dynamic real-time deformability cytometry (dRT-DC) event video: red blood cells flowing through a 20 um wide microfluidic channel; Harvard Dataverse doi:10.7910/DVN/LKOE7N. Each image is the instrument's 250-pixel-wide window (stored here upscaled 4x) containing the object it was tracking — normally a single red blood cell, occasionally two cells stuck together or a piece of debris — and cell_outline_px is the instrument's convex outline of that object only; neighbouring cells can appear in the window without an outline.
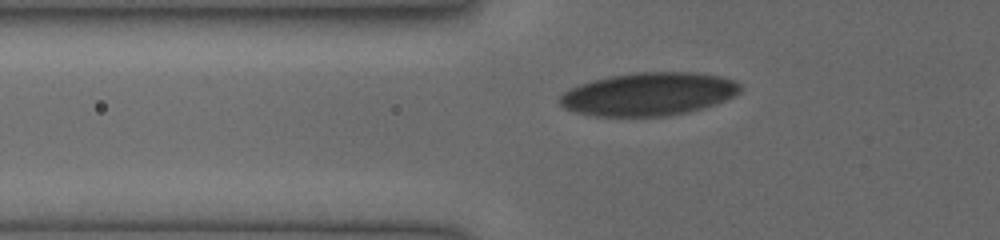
{"species": "human", "species_latin": "Homo sapiens", "temperature_condition": "cold", "stored_images_in_passage": 38, "camera_frame_rate_fps": 3000, "um_per_image_px": 0.085, "donor": {"sex": "female"}, "frame": {"image": 1, "passage_image": 8, "time_ms": 2.333, "image_size_px": [1000, 240], "cell_outline_px": [[740, 92], [716, 104], [688, 112], [664, 116], [596, 116], [576, 112], [564, 108], [560, 104], [560, 96], [568, 88], [592, 80], [608, 76], [636, 72], [696, 72], [720, 76], [736, 80], [740, 84]], "centroid_in_image_um": [55.13, 7.98], "position_along_channel_um": 70.7, "area_um2": 45.37}}
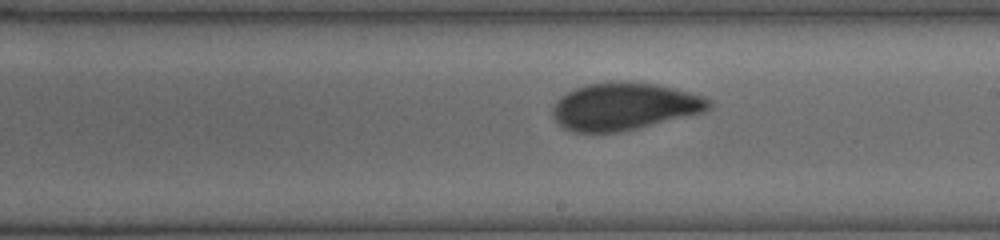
{"frame": {"image": 2, "passage_image": 20, "time_ms": 6.333, "image_size_px": [1000, 240], "cell_outline_px": [[712, 108], [704, 112], [640, 128], [620, 132], [572, 132], [564, 128], [552, 116], [552, 108], [556, 100], [560, 96], [576, 88], [588, 84], [656, 84], [704, 96], [712, 100]], "centroid_in_image_um": [53.08, 9.09], "position_along_channel_um": 235.9, "area_um2": 42.43}}
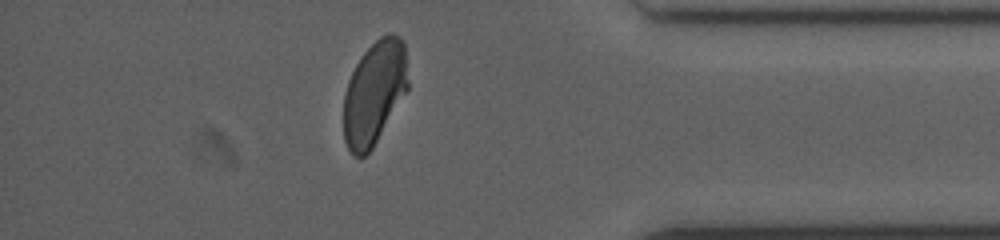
{"frame": {"image": 3, "passage_image": 33, "time_ms": 10.667, "image_size_px": [1000, 240], "cell_outline_px": [[408, 88], [372, 148], [364, 156], [356, 156], [348, 148], [344, 140], [344, 96], [348, 80], [360, 56], [380, 36], [388, 32], [392, 32], [400, 36], [404, 44], [408, 80]], "centroid_in_image_um": [31.81, 7.84], "position_along_channel_um": 403.4, "area_um2": 38.55}}